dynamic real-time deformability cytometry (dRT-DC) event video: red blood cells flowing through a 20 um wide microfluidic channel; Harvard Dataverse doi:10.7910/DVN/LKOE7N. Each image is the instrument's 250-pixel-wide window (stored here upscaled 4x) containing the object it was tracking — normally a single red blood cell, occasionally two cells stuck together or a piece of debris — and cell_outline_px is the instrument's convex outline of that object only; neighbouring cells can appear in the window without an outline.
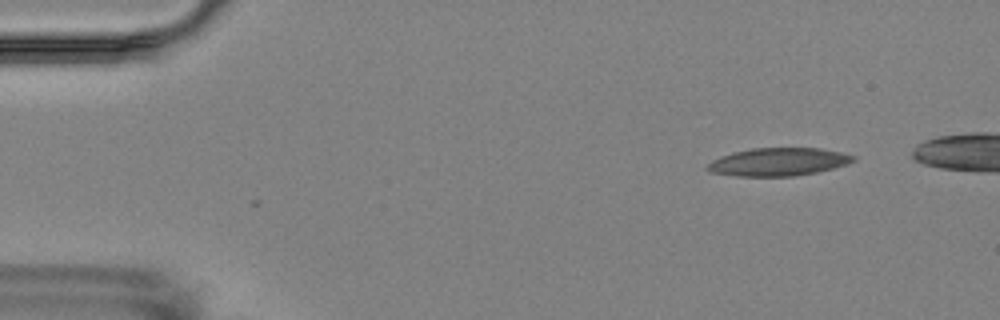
{"species": "Egyptian fruit bat (a non-hibernating species)", "species_latin": "Rousettus aegyptiacus", "temperature_condition": "room temperature", "stored_images_in_passage": 2, "camera_frame_rate_fps": 3000, "um_per_image_px": 0.085, "animal": {"sex": "female"}, "frame": {"image": 1, "passage_image": 2, "time_ms": 1.0, "image_size_px": [1000, 320], "cell_outline_px": [[856, 160], [848, 164], [816, 172], [796, 176], [736, 176], [708, 172], [704, 168], [712, 160], [720, 156], [732, 152], [752, 148], [820, 148], [840, 152], [856, 156]], "centroid_in_image_um": [66.13, 13.76], "position_along_channel_um": 18.9, "area_um2": 23.93}}